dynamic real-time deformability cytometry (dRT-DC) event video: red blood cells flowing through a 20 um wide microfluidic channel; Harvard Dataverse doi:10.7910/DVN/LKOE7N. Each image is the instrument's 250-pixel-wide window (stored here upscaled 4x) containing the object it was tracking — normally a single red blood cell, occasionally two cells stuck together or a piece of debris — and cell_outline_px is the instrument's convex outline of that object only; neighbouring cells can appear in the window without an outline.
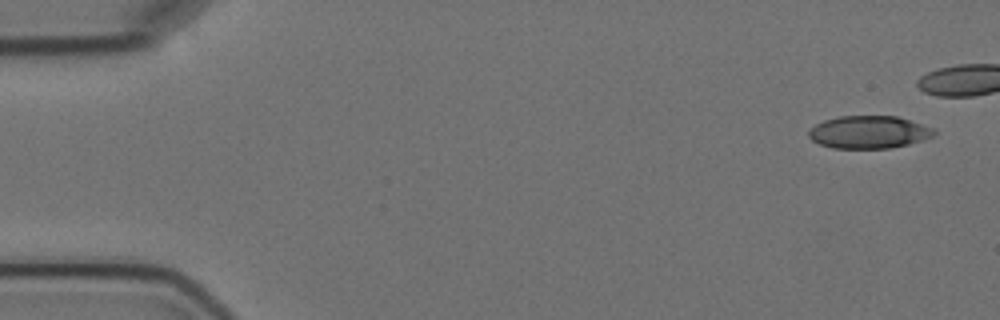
{"species": "Egyptian fruit bat (a non-hibernating species)", "species_latin": "Rousettus aegyptiacus", "temperature_condition": "cold", "stored_images_in_passage": 5, "camera_frame_rate_fps": 3000, "um_per_image_px": 0.085, "animal": {"sex": "female"}, "frame": {"image": 1, "passage_image": 1, "time_ms": 0.0, "image_size_px": [1000, 320], "cell_outline_px": [[936, 132], [932, 136], [924, 140], [892, 148], [832, 148], [820, 144], [812, 140], [808, 136], [808, 132], [816, 124], [824, 120], [840, 116], [896, 116], [932, 128]], "centroid_in_image_um": [73.83, 11.24], "position_along_channel_um": 11.2, "area_um2": 23.64}}
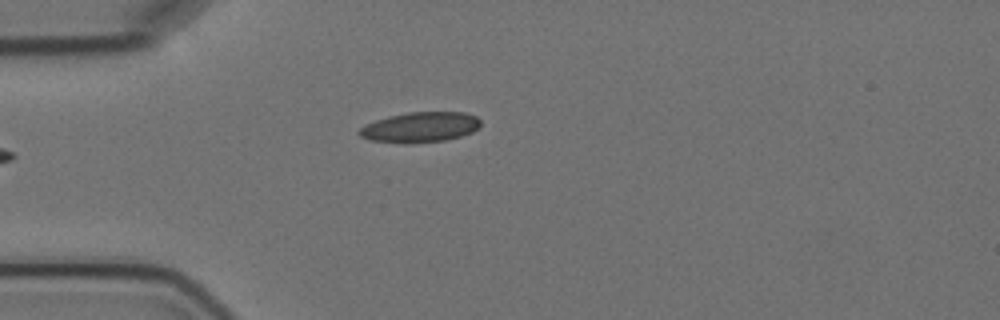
{"frame": {"image": 2, "passage_image": 5, "time_ms": 5.667, "image_size_px": [1000, 320], "cell_outline_px": [[480, 124], [472, 132], [460, 136], [444, 140], [408, 144], [404, 144], [372, 140], [360, 136], [356, 132], [360, 128], [376, 120], [388, 116], [408, 112], [464, 112], [476, 116], [480, 120]], "centroid_in_image_um": [35.7, 10.81], "position_along_channel_um": 49.3, "area_um2": 21.33}}